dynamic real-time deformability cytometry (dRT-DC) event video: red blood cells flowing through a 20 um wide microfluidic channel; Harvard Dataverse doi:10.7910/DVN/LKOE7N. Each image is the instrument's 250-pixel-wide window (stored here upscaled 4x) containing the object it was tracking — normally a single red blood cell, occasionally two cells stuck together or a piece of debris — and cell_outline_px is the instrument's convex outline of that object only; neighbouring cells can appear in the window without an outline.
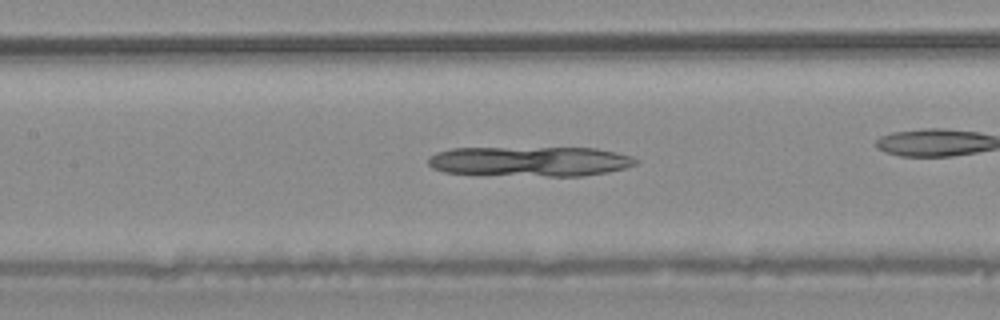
{"species": "common noctule bat (a hibernating species)", "species_latin": "Nyctalus noctula", "temperature_condition": "warm", "stored_images_in_passage": 35, "camera_frame_rate_fps": 3000, "um_per_image_px": 0.085, "animal": {"sex": "male", "body_mass_g": 20.4}, "frame": {"image": 1, "passage_image": 20, "time_ms": 6.333, "image_size_px": [1000, 320], "cell_outline_px": [[636, 164], [624, 168], [608, 172], [584, 176], [480, 176], [444, 172], [432, 168], [428, 164], [428, 160], [436, 152], [452, 148], [596, 148], [616, 152], [632, 156], [636, 160]], "centroid_in_image_um": [44.99, 13.74], "position_along_channel_um": 162.4, "area_um2": 36.88}}